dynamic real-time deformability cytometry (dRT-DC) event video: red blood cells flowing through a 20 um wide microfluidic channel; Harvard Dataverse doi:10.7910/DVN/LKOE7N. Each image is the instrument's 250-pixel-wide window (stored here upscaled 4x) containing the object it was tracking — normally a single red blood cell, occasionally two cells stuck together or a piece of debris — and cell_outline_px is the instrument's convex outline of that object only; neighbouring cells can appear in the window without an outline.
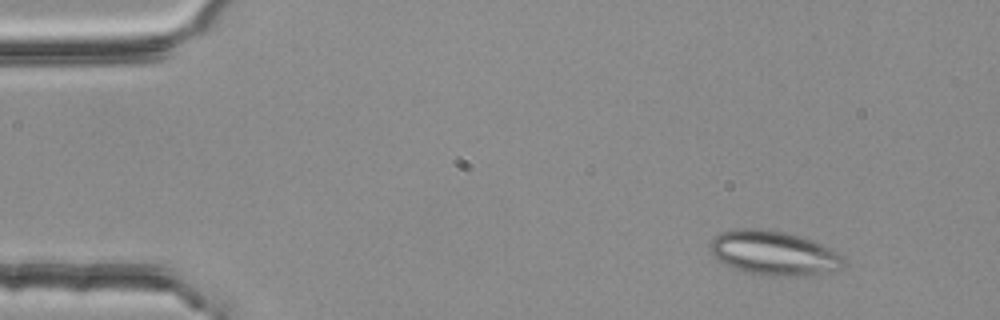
{"species": "common noctule bat (a hibernating species)", "species_latin": "Nyctalus noctula", "temperature_condition": "room temperature", "stored_images_in_passage": 48, "segment_of_instrument_passage": [1, 2], "camera_frame_rate_fps": 3000, "um_per_image_px": 0.085, "animal": {"sex": "female", "body_mass_g": 25.1}, "frame": {"image": 1, "passage_image": 2, "time_ms": 0.333, "image_size_px": [1000, 320], "cell_outline_px": [[844, 268], [808, 276], [760, 276], [724, 264], [712, 256], [708, 248], [708, 244], [720, 232], [740, 228], [768, 228], [784, 232], [812, 240], [836, 252], [844, 260]], "centroid_in_image_um": [65.72, 21.51], "position_along_channel_um": 19.3, "area_um2": 34.74}}